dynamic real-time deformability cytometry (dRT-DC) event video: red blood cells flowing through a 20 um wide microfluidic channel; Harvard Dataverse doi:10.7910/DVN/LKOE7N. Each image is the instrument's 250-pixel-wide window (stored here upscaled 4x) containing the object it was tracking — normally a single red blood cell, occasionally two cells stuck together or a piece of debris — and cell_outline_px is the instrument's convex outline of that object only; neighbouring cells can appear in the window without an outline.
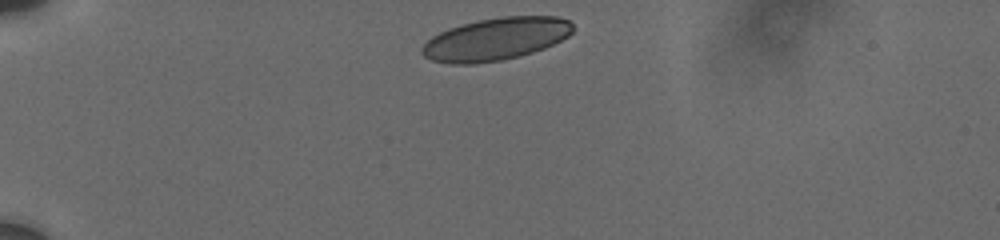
{"species": "human", "species_latin": "Homo sapiens", "temperature_condition": "cold", "stored_images_in_passage": 5, "camera_frame_rate_fps": 3000, "um_per_image_px": 0.085, "donor": {"sex": "male"}, "frame": {"image": 1, "passage_image": 1, "time_ms": 0.0, "image_size_px": [1000, 240], "cell_outline_px": [[572, 32], [568, 36], [544, 48], [532, 52], [500, 60], [476, 64], [448, 64], [432, 60], [424, 56], [420, 52], [420, 48], [432, 36], [448, 28], [476, 20], [500, 16], [560, 16], [568, 20], [572, 24]], "centroid_in_image_um": [42.1, 3.31], "position_along_channel_um": 42.9, "area_um2": 37.4}}
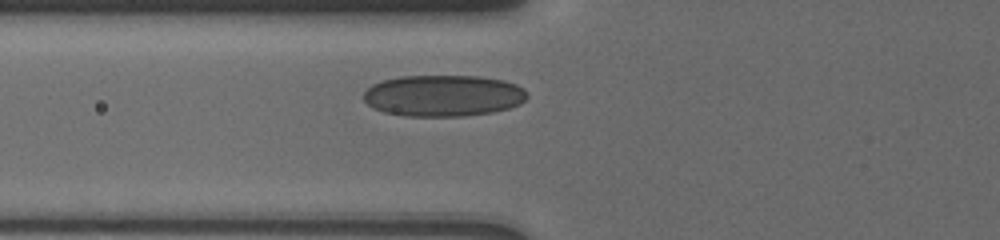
{"frame": {"image": 2, "passage_image": 5, "time_ms": 2.667, "image_size_px": [1000, 240], "cell_outline_px": [[528, 96], [520, 104], [508, 108], [492, 112], [464, 116], [404, 116], [384, 112], [372, 108], [364, 100], [364, 92], [372, 84], [384, 80], [400, 76], [480, 76], [504, 80], [516, 84], [524, 88]], "centroid_in_image_um": [37.68, 8.13], "position_along_channel_um": 88.1, "area_um2": 39.65}}